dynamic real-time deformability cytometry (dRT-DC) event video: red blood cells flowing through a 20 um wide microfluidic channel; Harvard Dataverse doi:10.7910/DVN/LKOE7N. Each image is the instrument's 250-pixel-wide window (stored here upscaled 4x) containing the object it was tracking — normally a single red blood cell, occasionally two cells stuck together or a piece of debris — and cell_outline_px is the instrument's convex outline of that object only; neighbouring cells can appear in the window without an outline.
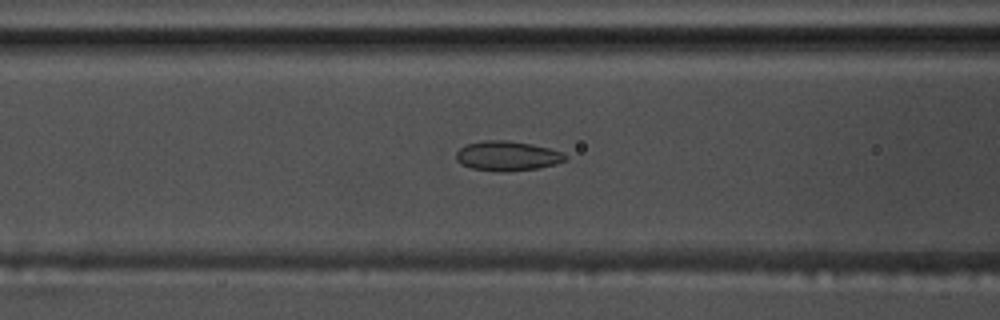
{"species": "common noctule bat (a hibernating species)", "species_latin": "Nyctalus noctula", "temperature_condition": "warm", "stored_images_in_passage": 57, "camera_frame_rate_fps": 3000, "um_per_image_px": 0.085, "animal": {"sex": "male", "body_mass_g": 17.5, "forearm_length_mm": 52.3}, "frame": {"image": 1, "passage_image": 24, "time_ms": 7.667, "image_size_px": [1000, 320], "cell_outline_px": [[568, 160], [556, 164], [540, 168], [472, 168], [460, 164], [456, 160], [456, 152], [460, 148], [468, 144], [484, 140], [508, 140], [532, 144], [548, 148], [560, 152], [568, 156]], "centroid_in_image_um": [43.14, 13.19], "position_along_channel_um": 123.5, "area_um2": 17.98}}
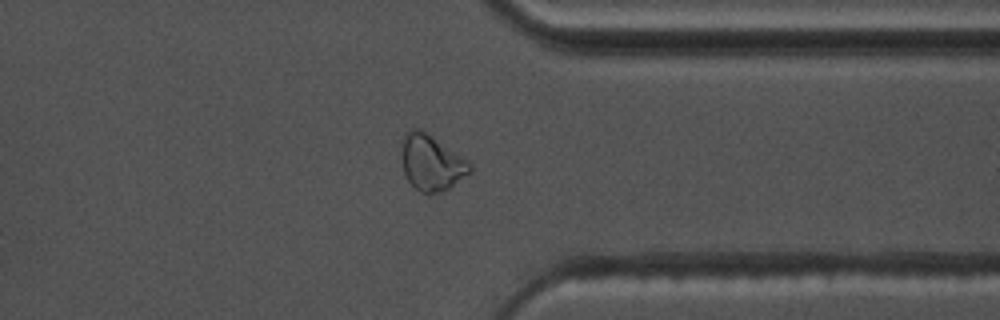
{"frame": {"image": 2, "passage_image": 45, "time_ms": 14.667, "image_size_px": [1000, 320], "cell_outline_px": [[472, 172], [448, 188], [436, 192], [420, 192], [408, 180], [404, 172], [400, 152], [400, 144], [404, 136], [412, 128], [420, 128], [468, 160], [472, 164]], "centroid_in_image_um": [36.66, 13.8], "position_along_channel_um": 374.7, "area_um2": 22.08}}
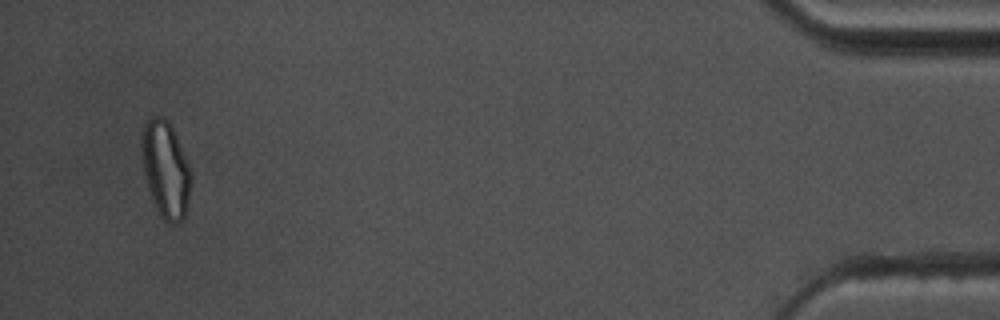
{"frame": {"image": 3, "passage_image": 55, "time_ms": 18.0, "image_size_px": [1000, 320], "cell_outline_px": [[192, 180], [188, 200], [184, 216], [176, 224], [172, 224], [164, 220], [160, 216], [152, 200], [148, 188], [144, 172], [140, 148], [140, 144], [144, 124], [152, 116], [164, 116], [168, 120], [176, 136], [192, 172]], "centroid_in_image_um": [14.07, 14.38], "position_along_channel_um": 421.1, "area_um2": 27.8}, "authors_computed_cell_mechanics": {"area_um2": 20.3456, "velocity_mm_per_s": 3.6397, "shape_relaxation_time_tau1_ms": 11.124, "shape_relaxation_time_tau2_ms": 1.7147, "deformation_change_tau1": 0.1979, "deformation_change_tau2": 0.0626}}